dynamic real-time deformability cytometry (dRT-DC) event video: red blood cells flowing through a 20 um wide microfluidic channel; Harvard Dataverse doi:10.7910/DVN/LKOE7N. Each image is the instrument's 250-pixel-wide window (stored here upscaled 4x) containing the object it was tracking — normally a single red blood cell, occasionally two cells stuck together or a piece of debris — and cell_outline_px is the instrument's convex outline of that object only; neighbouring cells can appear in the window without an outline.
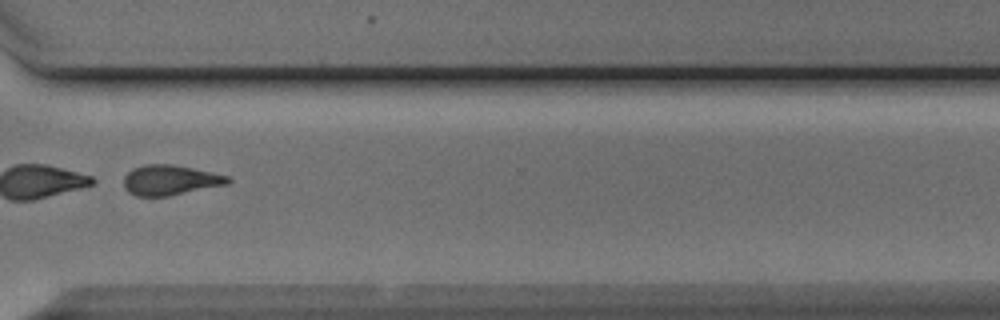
{"species": "Egyptian fruit bat (a non-hibernating species)", "species_latin": "Rousettus aegyptiacus", "temperature_condition": "cold", "stored_images_in_passage": 52, "segment_of_instrument_passage": [2, 2], "camera_frame_rate_fps": 3000, "um_per_image_px": 0.085, "animal": {"sex": "male"}, "frame": {"image": 1, "passage_image": 40, "time_ms": 13.0, "image_size_px": [1000, 320], "cell_outline_px": [[232, 180], [228, 184], [168, 196], [136, 196], [128, 192], [124, 188], [124, 176], [132, 168], [144, 164], [172, 164], [212, 172], [228, 176]], "centroid_in_image_um": [14.44, 15.3], "position_along_channel_um": 356.2, "area_um2": 18.32}}